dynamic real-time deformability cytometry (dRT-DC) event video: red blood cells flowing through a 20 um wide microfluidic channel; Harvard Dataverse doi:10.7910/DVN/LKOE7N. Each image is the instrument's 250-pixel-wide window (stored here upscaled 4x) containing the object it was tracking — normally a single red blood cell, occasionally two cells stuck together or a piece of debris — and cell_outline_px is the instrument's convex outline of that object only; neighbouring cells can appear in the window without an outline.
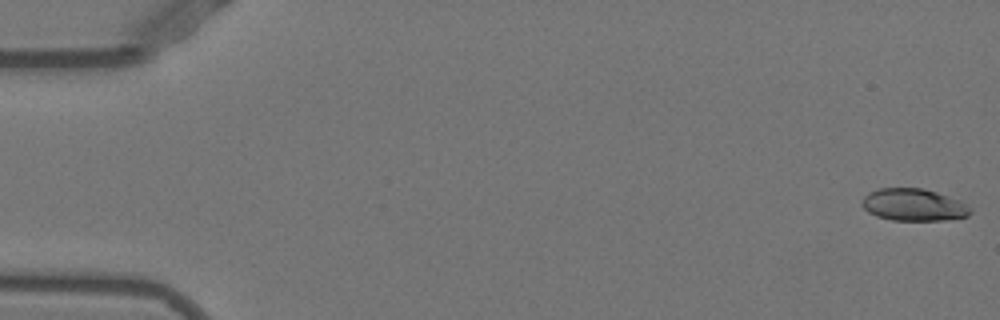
{"species": "Egyptian fruit bat (a non-hibernating species)", "species_latin": "Rousettus aegyptiacus", "temperature_condition": "warm", "stored_images_in_passage": 52, "camera_frame_rate_fps": 3000, "um_per_image_px": 0.085, "animal": {"sex": "female"}, "frame": {"image": 1, "passage_image": 1, "time_ms": 0.0, "image_size_px": [1000, 320], "cell_outline_px": [[972, 212], [968, 216], [944, 220], [892, 220], [876, 216], [868, 212], [860, 204], [864, 196], [868, 192], [876, 188], [924, 188], [960, 200], [972, 208]], "centroid_in_image_um": [77.64, 17.4], "position_along_channel_um": 7.4, "area_um2": 20.52}}
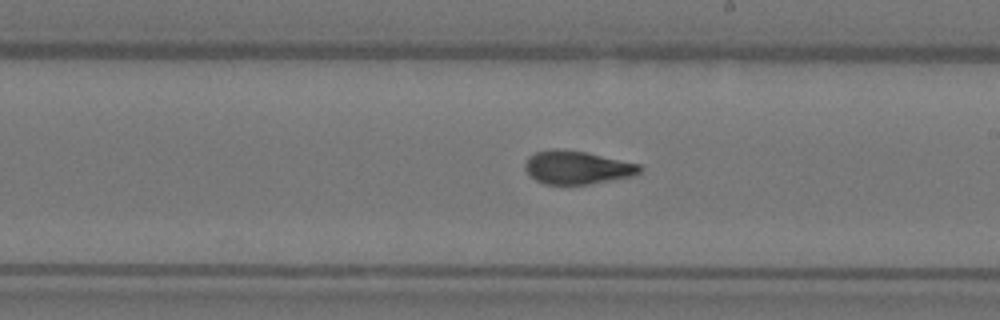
{"frame": {"image": 2, "passage_image": 30, "time_ms": 9.667, "image_size_px": [1000, 320], "cell_outline_px": [[640, 172], [632, 176], [588, 184], [544, 184], [536, 180], [524, 168], [524, 164], [528, 156], [536, 152], [552, 148], [556, 148], [584, 152], [640, 164]], "centroid_in_image_um": [49.01, 14.23], "position_along_channel_um": 240.0, "area_um2": 21.96}}
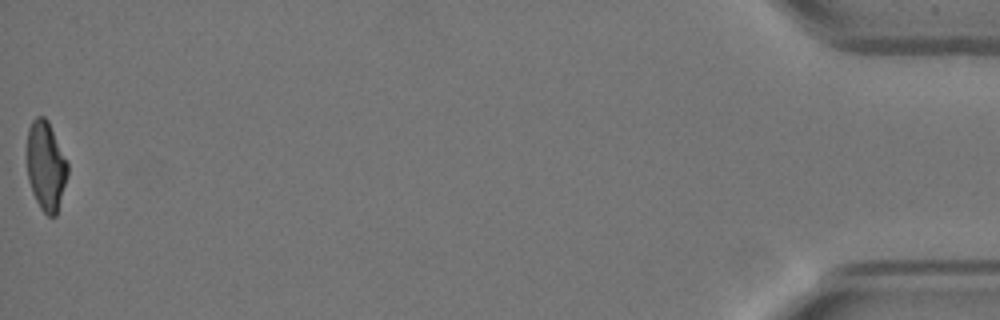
{"frame": {"image": 3, "passage_image": 52, "time_ms": 17.0, "image_size_px": [1000, 320], "cell_outline_px": [[68, 176], [56, 216], [48, 216], [40, 208], [32, 192], [28, 180], [28, 128], [32, 120], [36, 116], [44, 116], [48, 120], [68, 164]], "centroid_in_image_um": [3.91, 14.11], "position_along_channel_um": 431.3, "area_um2": 21.04}, "authors_computed_cell_mechanics": {"area_um2": 21.964, "velocity_mm_per_s": 3.9332, "shape_relaxation_time_tau1_ms": 5.2724, "shape_relaxation_time_tau2_ms": 1.2659, "deformation_change_tau1": 0.2096, "deformation_change_tau2": 0.0747}}